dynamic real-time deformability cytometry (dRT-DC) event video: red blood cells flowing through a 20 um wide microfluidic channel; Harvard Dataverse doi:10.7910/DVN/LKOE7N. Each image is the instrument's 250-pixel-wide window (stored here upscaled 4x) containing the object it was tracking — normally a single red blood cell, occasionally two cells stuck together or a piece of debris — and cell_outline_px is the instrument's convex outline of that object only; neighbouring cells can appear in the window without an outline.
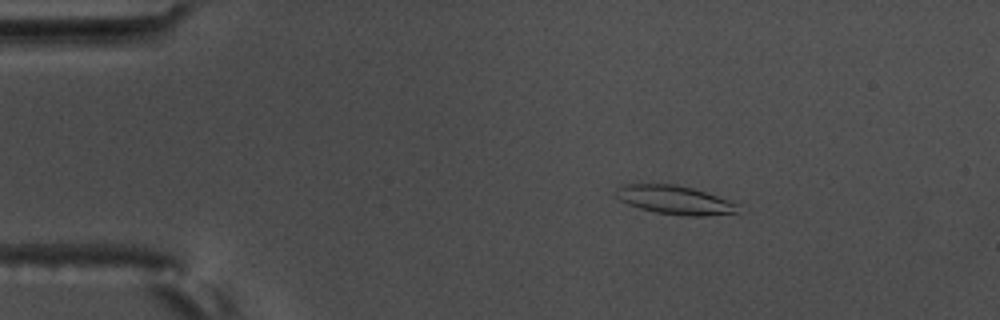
{"species": "common noctule bat (a hibernating species)", "species_latin": "Nyctalus noctula", "temperature_condition": "warm", "stored_images_in_passage": 4, "camera_frame_rate_fps": 3000, "um_per_image_px": 0.085, "animal": {"sex": "male", "body_mass_g": 17.5, "forearm_length_mm": 52.3}, "frame": {"image": 1, "passage_image": 2, "time_ms": 0.333, "image_size_px": [1000, 320], "cell_outline_px": [[740, 204], [736, 212], [708, 216], [684, 216], [656, 212], [640, 208], [628, 204], [620, 200], [616, 196], [616, 188], [620, 184], [676, 184], [692, 188]], "centroid_in_image_um": [57.33, 16.99], "position_along_channel_um": 27.7, "area_um2": 20.29}}